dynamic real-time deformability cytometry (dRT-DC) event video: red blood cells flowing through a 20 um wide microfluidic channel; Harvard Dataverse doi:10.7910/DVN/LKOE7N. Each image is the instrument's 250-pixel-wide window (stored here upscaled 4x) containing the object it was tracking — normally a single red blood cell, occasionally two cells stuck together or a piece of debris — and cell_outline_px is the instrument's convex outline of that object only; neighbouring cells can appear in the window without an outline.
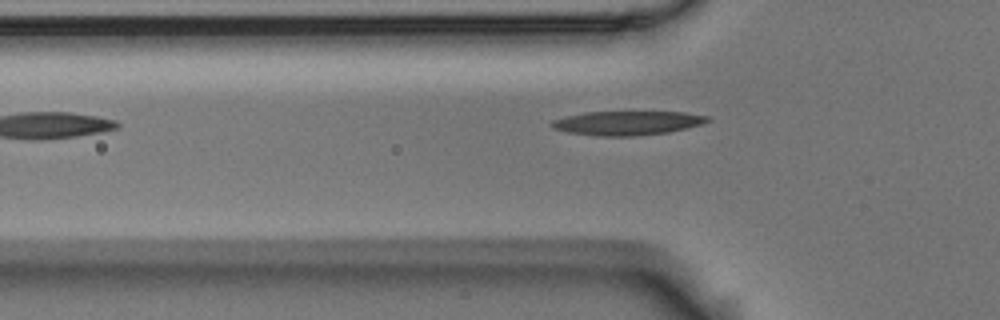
{"species": "Egyptian fruit bat (a non-hibernating species)", "species_latin": "Rousettus aegyptiacus", "temperature_condition": "room temperature", "stored_images_in_passage": 10, "camera_frame_rate_fps": 3000, "um_per_image_px": 0.085, "animal": {"sex": "male"}, "frame": {"image": 1, "passage_image": 5, "time_ms": 1.333, "image_size_px": [1000, 320], "cell_outline_px": [[712, 120], [688, 128], [668, 132], [632, 136], [596, 136], [568, 132], [556, 128], [548, 124], [552, 120], [584, 112], [684, 112], [708, 116]], "centroid_in_image_um": [53.33, 10.45], "position_along_channel_um": 72.5, "area_um2": 21.73}}
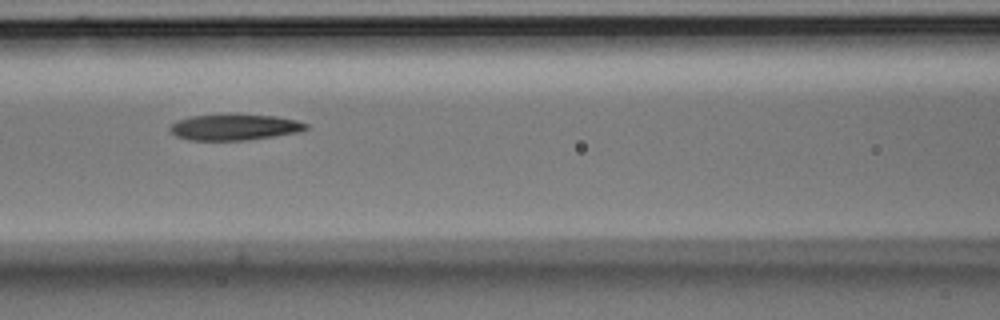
{"frame": {"image": 2, "passage_image": 7, "time_ms": 2.0, "image_size_px": [1000, 320], "cell_outline_px": [[308, 128], [300, 132], [248, 140], [188, 140], [176, 136], [168, 128], [176, 120], [192, 116], [276, 116], [296, 120], [308, 124]], "centroid_in_image_um": [19.94, 10.84], "position_along_channel_um": 146.7, "area_um2": 20.06}}
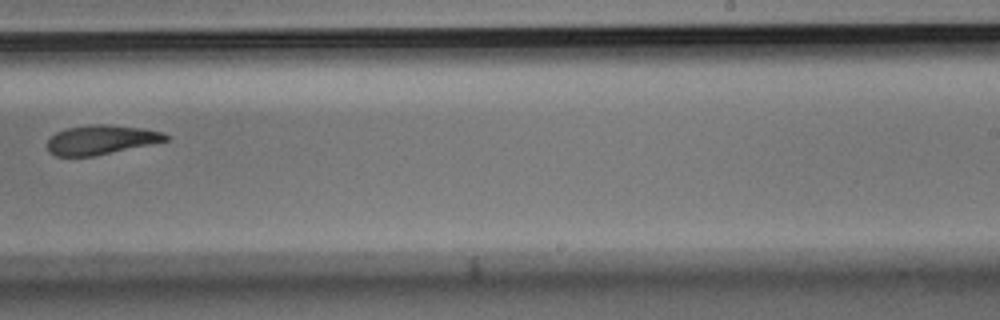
{"frame": {"image": 3, "passage_image": 10, "time_ms": 3.0, "image_size_px": [1000, 320], "cell_outline_px": [[168, 140], [92, 156], [56, 156], [48, 152], [48, 140], [56, 132], [64, 128], [88, 124], [108, 124], [144, 128], [164, 132], [168, 136]], "centroid_in_image_um": [8.56, 11.86], "position_along_channel_um": 280.4, "area_um2": 20.17}}